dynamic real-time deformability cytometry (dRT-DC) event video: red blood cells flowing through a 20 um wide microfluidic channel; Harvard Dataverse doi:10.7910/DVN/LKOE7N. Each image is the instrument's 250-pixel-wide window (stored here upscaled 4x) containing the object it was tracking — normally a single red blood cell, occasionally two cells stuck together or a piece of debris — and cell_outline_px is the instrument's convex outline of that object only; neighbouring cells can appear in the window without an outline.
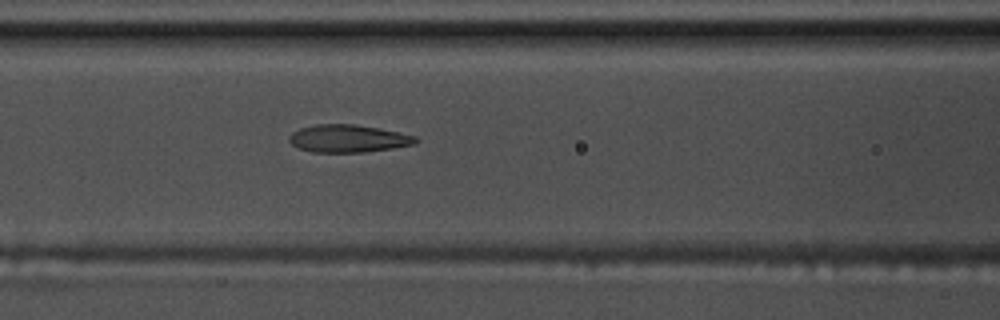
{"species": "common noctule bat (a hibernating species)", "species_latin": "Nyctalus noctula", "temperature_condition": "warm", "stored_images_in_passage": 7, "camera_frame_rate_fps": 3000, "um_per_image_px": 0.085, "animal": {"sex": "male", "body_mass_g": 17.5, "forearm_length_mm": 52.3}, "frame": {"image": 1, "passage_image": 7, "time_ms": 2.0, "image_size_px": [1000, 320], "cell_outline_px": [[420, 140], [416, 144], [392, 148], [364, 152], [312, 152], [300, 148], [292, 144], [288, 140], [288, 136], [292, 132], [300, 128], [316, 124], [356, 124], [416, 136]], "centroid_in_image_um": [29.58, 11.77], "position_along_channel_um": 137.0, "area_um2": 20.29}}